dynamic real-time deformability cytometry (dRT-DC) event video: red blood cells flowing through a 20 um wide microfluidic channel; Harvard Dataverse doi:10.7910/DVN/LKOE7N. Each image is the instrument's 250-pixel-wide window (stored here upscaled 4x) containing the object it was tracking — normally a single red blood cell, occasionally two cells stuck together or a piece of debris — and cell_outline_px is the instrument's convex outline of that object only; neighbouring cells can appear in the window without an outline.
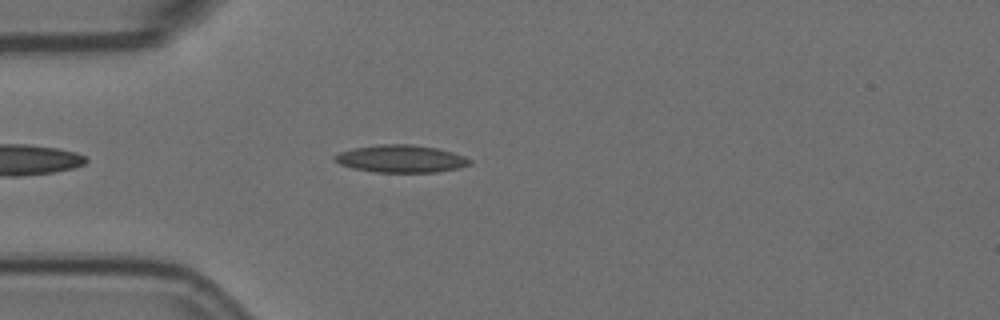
{"species": "Egyptian fruit bat (a non-hibernating species)", "species_latin": "Rousettus aegyptiacus", "temperature_condition": "room temperature", "stored_images_in_passage": 5, "camera_frame_rate_fps": 3000, "um_per_image_px": 0.085, "animal": {"sex": "female"}, "frame": {"image": 1, "passage_image": 5, "time_ms": 1.333, "image_size_px": [1000, 320], "cell_outline_px": [[472, 164], [456, 168], [436, 172], [376, 172], [352, 168], [340, 164], [332, 156], [340, 152], [352, 148], [380, 144], [408, 144], [436, 148], [452, 152], [464, 156], [472, 160]], "centroid_in_image_um": [34.07, 13.49], "position_along_channel_um": 50.9, "area_um2": 21.5}}